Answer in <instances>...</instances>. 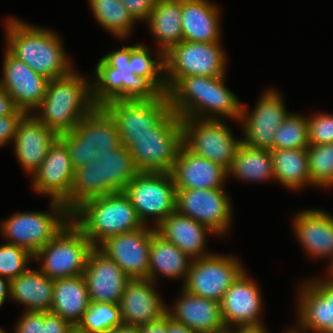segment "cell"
Returning <instances> with one entry per match:
<instances>
[{"label":"cell","mask_w":333,"mask_h":333,"mask_svg":"<svg viewBox=\"0 0 333 333\" xmlns=\"http://www.w3.org/2000/svg\"><path fill=\"white\" fill-rule=\"evenodd\" d=\"M176 189H220L228 176L221 164L181 146L171 171Z\"/></svg>","instance_id":"22"},{"label":"cell","mask_w":333,"mask_h":333,"mask_svg":"<svg viewBox=\"0 0 333 333\" xmlns=\"http://www.w3.org/2000/svg\"><path fill=\"white\" fill-rule=\"evenodd\" d=\"M131 46H123L120 50L114 51L102 57V59L112 68L124 73H130L129 60Z\"/></svg>","instance_id":"49"},{"label":"cell","mask_w":333,"mask_h":333,"mask_svg":"<svg viewBox=\"0 0 333 333\" xmlns=\"http://www.w3.org/2000/svg\"><path fill=\"white\" fill-rule=\"evenodd\" d=\"M242 107L239 121L243 123L244 140L249 147L273 150L274 135L289 115L281 95L275 90L266 91L251 114Z\"/></svg>","instance_id":"17"},{"label":"cell","mask_w":333,"mask_h":333,"mask_svg":"<svg viewBox=\"0 0 333 333\" xmlns=\"http://www.w3.org/2000/svg\"><path fill=\"white\" fill-rule=\"evenodd\" d=\"M3 79L0 87L13 99L18 109L27 114L37 109L45 97L48 79L33 71L7 49L4 54Z\"/></svg>","instance_id":"18"},{"label":"cell","mask_w":333,"mask_h":333,"mask_svg":"<svg viewBox=\"0 0 333 333\" xmlns=\"http://www.w3.org/2000/svg\"><path fill=\"white\" fill-rule=\"evenodd\" d=\"M58 137L35 114H26L18 124L14 139V151L23 169L33 175Z\"/></svg>","instance_id":"24"},{"label":"cell","mask_w":333,"mask_h":333,"mask_svg":"<svg viewBox=\"0 0 333 333\" xmlns=\"http://www.w3.org/2000/svg\"><path fill=\"white\" fill-rule=\"evenodd\" d=\"M94 17L118 38L130 35L134 19L120 0H89Z\"/></svg>","instance_id":"37"},{"label":"cell","mask_w":333,"mask_h":333,"mask_svg":"<svg viewBox=\"0 0 333 333\" xmlns=\"http://www.w3.org/2000/svg\"><path fill=\"white\" fill-rule=\"evenodd\" d=\"M244 270L225 292L220 302L225 326L261 325V295L256 283Z\"/></svg>","instance_id":"21"},{"label":"cell","mask_w":333,"mask_h":333,"mask_svg":"<svg viewBox=\"0 0 333 333\" xmlns=\"http://www.w3.org/2000/svg\"><path fill=\"white\" fill-rule=\"evenodd\" d=\"M71 220L94 247L108 237L144 226L124 191L85 201L71 213Z\"/></svg>","instance_id":"5"},{"label":"cell","mask_w":333,"mask_h":333,"mask_svg":"<svg viewBox=\"0 0 333 333\" xmlns=\"http://www.w3.org/2000/svg\"><path fill=\"white\" fill-rule=\"evenodd\" d=\"M96 106L92 101L91 85L78 73L49 80L44 100L35 116L58 136L72 131L79 121Z\"/></svg>","instance_id":"4"},{"label":"cell","mask_w":333,"mask_h":333,"mask_svg":"<svg viewBox=\"0 0 333 333\" xmlns=\"http://www.w3.org/2000/svg\"><path fill=\"white\" fill-rule=\"evenodd\" d=\"M298 323L307 331L323 333L333 319L332 283L328 279L311 280L299 293Z\"/></svg>","instance_id":"25"},{"label":"cell","mask_w":333,"mask_h":333,"mask_svg":"<svg viewBox=\"0 0 333 333\" xmlns=\"http://www.w3.org/2000/svg\"><path fill=\"white\" fill-rule=\"evenodd\" d=\"M138 173L123 144L110 151H97L92 162L75 170L70 196L63 204L72 213L89 199L124 191Z\"/></svg>","instance_id":"2"},{"label":"cell","mask_w":333,"mask_h":333,"mask_svg":"<svg viewBox=\"0 0 333 333\" xmlns=\"http://www.w3.org/2000/svg\"><path fill=\"white\" fill-rule=\"evenodd\" d=\"M225 52L220 42H190L182 40L165 54L167 91L186 76H225Z\"/></svg>","instance_id":"9"},{"label":"cell","mask_w":333,"mask_h":333,"mask_svg":"<svg viewBox=\"0 0 333 333\" xmlns=\"http://www.w3.org/2000/svg\"><path fill=\"white\" fill-rule=\"evenodd\" d=\"M149 279H131L121 296L119 308L123 324L141 326L160 319L167 307Z\"/></svg>","instance_id":"23"},{"label":"cell","mask_w":333,"mask_h":333,"mask_svg":"<svg viewBox=\"0 0 333 333\" xmlns=\"http://www.w3.org/2000/svg\"><path fill=\"white\" fill-rule=\"evenodd\" d=\"M107 333H140L137 326L122 324Z\"/></svg>","instance_id":"55"},{"label":"cell","mask_w":333,"mask_h":333,"mask_svg":"<svg viewBox=\"0 0 333 333\" xmlns=\"http://www.w3.org/2000/svg\"><path fill=\"white\" fill-rule=\"evenodd\" d=\"M332 309H333V284H332Z\"/></svg>","instance_id":"61"},{"label":"cell","mask_w":333,"mask_h":333,"mask_svg":"<svg viewBox=\"0 0 333 333\" xmlns=\"http://www.w3.org/2000/svg\"><path fill=\"white\" fill-rule=\"evenodd\" d=\"M323 333H333V320L330 322L328 328Z\"/></svg>","instance_id":"57"},{"label":"cell","mask_w":333,"mask_h":333,"mask_svg":"<svg viewBox=\"0 0 333 333\" xmlns=\"http://www.w3.org/2000/svg\"><path fill=\"white\" fill-rule=\"evenodd\" d=\"M17 110L11 96L0 87V117L14 114Z\"/></svg>","instance_id":"51"},{"label":"cell","mask_w":333,"mask_h":333,"mask_svg":"<svg viewBox=\"0 0 333 333\" xmlns=\"http://www.w3.org/2000/svg\"><path fill=\"white\" fill-rule=\"evenodd\" d=\"M224 79L225 76L181 77L167 91L172 111L181 119L220 120L215 117L219 115L239 121L243 106L236 95L226 88Z\"/></svg>","instance_id":"1"},{"label":"cell","mask_w":333,"mask_h":333,"mask_svg":"<svg viewBox=\"0 0 333 333\" xmlns=\"http://www.w3.org/2000/svg\"><path fill=\"white\" fill-rule=\"evenodd\" d=\"M140 333H167V313L160 319L138 326Z\"/></svg>","instance_id":"50"},{"label":"cell","mask_w":333,"mask_h":333,"mask_svg":"<svg viewBox=\"0 0 333 333\" xmlns=\"http://www.w3.org/2000/svg\"><path fill=\"white\" fill-rule=\"evenodd\" d=\"M0 333H6V332L2 328H0Z\"/></svg>","instance_id":"62"},{"label":"cell","mask_w":333,"mask_h":333,"mask_svg":"<svg viewBox=\"0 0 333 333\" xmlns=\"http://www.w3.org/2000/svg\"><path fill=\"white\" fill-rule=\"evenodd\" d=\"M308 146L307 118L290 113L274 135L273 149H304Z\"/></svg>","instance_id":"40"},{"label":"cell","mask_w":333,"mask_h":333,"mask_svg":"<svg viewBox=\"0 0 333 333\" xmlns=\"http://www.w3.org/2000/svg\"><path fill=\"white\" fill-rule=\"evenodd\" d=\"M228 175L249 181L274 179L270 150L253 148L241 143L237 148Z\"/></svg>","instance_id":"36"},{"label":"cell","mask_w":333,"mask_h":333,"mask_svg":"<svg viewBox=\"0 0 333 333\" xmlns=\"http://www.w3.org/2000/svg\"><path fill=\"white\" fill-rule=\"evenodd\" d=\"M135 21H147L154 9L156 0H120Z\"/></svg>","instance_id":"47"},{"label":"cell","mask_w":333,"mask_h":333,"mask_svg":"<svg viewBox=\"0 0 333 333\" xmlns=\"http://www.w3.org/2000/svg\"><path fill=\"white\" fill-rule=\"evenodd\" d=\"M6 21L7 50L13 56L48 80L72 71L71 61L56 33L13 17Z\"/></svg>","instance_id":"3"},{"label":"cell","mask_w":333,"mask_h":333,"mask_svg":"<svg viewBox=\"0 0 333 333\" xmlns=\"http://www.w3.org/2000/svg\"><path fill=\"white\" fill-rule=\"evenodd\" d=\"M294 233L310 256L330 257L333 269V217L322 210L301 211L294 218Z\"/></svg>","instance_id":"26"},{"label":"cell","mask_w":333,"mask_h":333,"mask_svg":"<svg viewBox=\"0 0 333 333\" xmlns=\"http://www.w3.org/2000/svg\"><path fill=\"white\" fill-rule=\"evenodd\" d=\"M59 138L67 145L74 170L79 169L95 159L97 150L79 138L73 131L61 134Z\"/></svg>","instance_id":"43"},{"label":"cell","mask_w":333,"mask_h":333,"mask_svg":"<svg viewBox=\"0 0 333 333\" xmlns=\"http://www.w3.org/2000/svg\"><path fill=\"white\" fill-rule=\"evenodd\" d=\"M91 302L83 274L54 280L51 311L74 327L82 320Z\"/></svg>","instance_id":"31"},{"label":"cell","mask_w":333,"mask_h":333,"mask_svg":"<svg viewBox=\"0 0 333 333\" xmlns=\"http://www.w3.org/2000/svg\"><path fill=\"white\" fill-rule=\"evenodd\" d=\"M301 329H297L296 331H295V329H290V330H288L286 333H305V331L303 330L302 332L300 331Z\"/></svg>","instance_id":"58"},{"label":"cell","mask_w":333,"mask_h":333,"mask_svg":"<svg viewBox=\"0 0 333 333\" xmlns=\"http://www.w3.org/2000/svg\"><path fill=\"white\" fill-rule=\"evenodd\" d=\"M122 324L118 304L90 302L75 328L82 333H107Z\"/></svg>","instance_id":"39"},{"label":"cell","mask_w":333,"mask_h":333,"mask_svg":"<svg viewBox=\"0 0 333 333\" xmlns=\"http://www.w3.org/2000/svg\"><path fill=\"white\" fill-rule=\"evenodd\" d=\"M175 307L166 313L176 322L191 328L195 333H211L225 327L220 303L182 290Z\"/></svg>","instance_id":"27"},{"label":"cell","mask_w":333,"mask_h":333,"mask_svg":"<svg viewBox=\"0 0 333 333\" xmlns=\"http://www.w3.org/2000/svg\"><path fill=\"white\" fill-rule=\"evenodd\" d=\"M139 220L145 225L147 217H156V227L175 212L176 186L171 173L139 172L126 186Z\"/></svg>","instance_id":"10"},{"label":"cell","mask_w":333,"mask_h":333,"mask_svg":"<svg viewBox=\"0 0 333 333\" xmlns=\"http://www.w3.org/2000/svg\"><path fill=\"white\" fill-rule=\"evenodd\" d=\"M244 271L236 258L218 254L192 259L183 289L193 295L221 302L225 292Z\"/></svg>","instance_id":"12"},{"label":"cell","mask_w":333,"mask_h":333,"mask_svg":"<svg viewBox=\"0 0 333 333\" xmlns=\"http://www.w3.org/2000/svg\"><path fill=\"white\" fill-rule=\"evenodd\" d=\"M181 14L182 0H156L146 21L164 54L183 40Z\"/></svg>","instance_id":"33"},{"label":"cell","mask_w":333,"mask_h":333,"mask_svg":"<svg viewBox=\"0 0 333 333\" xmlns=\"http://www.w3.org/2000/svg\"><path fill=\"white\" fill-rule=\"evenodd\" d=\"M102 108L114 120L120 137L165 135L181 119L172 111L167 94L152 100H113Z\"/></svg>","instance_id":"6"},{"label":"cell","mask_w":333,"mask_h":333,"mask_svg":"<svg viewBox=\"0 0 333 333\" xmlns=\"http://www.w3.org/2000/svg\"><path fill=\"white\" fill-rule=\"evenodd\" d=\"M72 131L97 151H110L122 145L114 120L102 107H95Z\"/></svg>","instance_id":"34"},{"label":"cell","mask_w":333,"mask_h":333,"mask_svg":"<svg viewBox=\"0 0 333 333\" xmlns=\"http://www.w3.org/2000/svg\"><path fill=\"white\" fill-rule=\"evenodd\" d=\"M273 162L274 179L290 189H300L312 184L307 148L270 150Z\"/></svg>","instance_id":"35"},{"label":"cell","mask_w":333,"mask_h":333,"mask_svg":"<svg viewBox=\"0 0 333 333\" xmlns=\"http://www.w3.org/2000/svg\"><path fill=\"white\" fill-rule=\"evenodd\" d=\"M33 260V255L14 244L5 243L0 246V276L11 281L24 273L27 263Z\"/></svg>","instance_id":"42"},{"label":"cell","mask_w":333,"mask_h":333,"mask_svg":"<svg viewBox=\"0 0 333 333\" xmlns=\"http://www.w3.org/2000/svg\"><path fill=\"white\" fill-rule=\"evenodd\" d=\"M191 260V261H190ZM192 259L172 242L156 232H152L149 256L148 279L155 282L157 273L166 277L186 279Z\"/></svg>","instance_id":"32"},{"label":"cell","mask_w":333,"mask_h":333,"mask_svg":"<svg viewBox=\"0 0 333 333\" xmlns=\"http://www.w3.org/2000/svg\"><path fill=\"white\" fill-rule=\"evenodd\" d=\"M14 331L15 333H43V312L25 311Z\"/></svg>","instance_id":"46"},{"label":"cell","mask_w":333,"mask_h":333,"mask_svg":"<svg viewBox=\"0 0 333 333\" xmlns=\"http://www.w3.org/2000/svg\"><path fill=\"white\" fill-rule=\"evenodd\" d=\"M71 333H82L80 331H78L76 328L73 329V331Z\"/></svg>","instance_id":"60"},{"label":"cell","mask_w":333,"mask_h":333,"mask_svg":"<svg viewBox=\"0 0 333 333\" xmlns=\"http://www.w3.org/2000/svg\"><path fill=\"white\" fill-rule=\"evenodd\" d=\"M157 60L151 58V53L145 45L136 44L131 46L129 60L130 73L147 78L162 94H167L165 80V54L157 53Z\"/></svg>","instance_id":"38"},{"label":"cell","mask_w":333,"mask_h":333,"mask_svg":"<svg viewBox=\"0 0 333 333\" xmlns=\"http://www.w3.org/2000/svg\"><path fill=\"white\" fill-rule=\"evenodd\" d=\"M155 229L159 235L172 242L191 259L212 254L204 252L206 234L212 231L190 217L175 211L167 216Z\"/></svg>","instance_id":"28"},{"label":"cell","mask_w":333,"mask_h":333,"mask_svg":"<svg viewBox=\"0 0 333 333\" xmlns=\"http://www.w3.org/2000/svg\"><path fill=\"white\" fill-rule=\"evenodd\" d=\"M146 226L108 237L97 246L130 279H148L150 247L155 226Z\"/></svg>","instance_id":"16"},{"label":"cell","mask_w":333,"mask_h":333,"mask_svg":"<svg viewBox=\"0 0 333 333\" xmlns=\"http://www.w3.org/2000/svg\"><path fill=\"white\" fill-rule=\"evenodd\" d=\"M75 327L52 312H43V333H71Z\"/></svg>","instance_id":"48"},{"label":"cell","mask_w":333,"mask_h":333,"mask_svg":"<svg viewBox=\"0 0 333 333\" xmlns=\"http://www.w3.org/2000/svg\"><path fill=\"white\" fill-rule=\"evenodd\" d=\"M234 333H266L264 326L255 325V326H241L237 327V330Z\"/></svg>","instance_id":"54"},{"label":"cell","mask_w":333,"mask_h":333,"mask_svg":"<svg viewBox=\"0 0 333 333\" xmlns=\"http://www.w3.org/2000/svg\"><path fill=\"white\" fill-rule=\"evenodd\" d=\"M183 144L193 153L231 167L242 140L235 139L223 120L181 119Z\"/></svg>","instance_id":"11"},{"label":"cell","mask_w":333,"mask_h":333,"mask_svg":"<svg viewBox=\"0 0 333 333\" xmlns=\"http://www.w3.org/2000/svg\"><path fill=\"white\" fill-rule=\"evenodd\" d=\"M138 172L171 173L181 146V119L165 135L120 137Z\"/></svg>","instance_id":"13"},{"label":"cell","mask_w":333,"mask_h":333,"mask_svg":"<svg viewBox=\"0 0 333 333\" xmlns=\"http://www.w3.org/2000/svg\"><path fill=\"white\" fill-rule=\"evenodd\" d=\"M51 212L16 213L1 224V233L33 256L46 246L71 220V212L59 201L51 200Z\"/></svg>","instance_id":"7"},{"label":"cell","mask_w":333,"mask_h":333,"mask_svg":"<svg viewBox=\"0 0 333 333\" xmlns=\"http://www.w3.org/2000/svg\"><path fill=\"white\" fill-rule=\"evenodd\" d=\"M218 8L207 0H182V35L184 41L220 42Z\"/></svg>","instance_id":"29"},{"label":"cell","mask_w":333,"mask_h":333,"mask_svg":"<svg viewBox=\"0 0 333 333\" xmlns=\"http://www.w3.org/2000/svg\"><path fill=\"white\" fill-rule=\"evenodd\" d=\"M83 276L91 302L119 304L131 280L112 259L97 247L89 253Z\"/></svg>","instance_id":"20"},{"label":"cell","mask_w":333,"mask_h":333,"mask_svg":"<svg viewBox=\"0 0 333 333\" xmlns=\"http://www.w3.org/2000/svg\"><path fill=\"white\" fill-rule=\"evenodd\" d=\"M74 172L68 147L58 137L33 174V188L40 194L50 196L51 200L63 203L70 196Z\"/></svg>","instance_id":"19"},{"label":"cell","mask_w":333,"mask_h":333,"mask_svg":"<svg viewBox=\"0 0 333 333\" xmlns=\"http://www.w3.org/2000/svg\"><path fill=\"white\" fill-rule=\"evenodd\" d=\"M27 113L18 109L14 114L0 117V146L15 139L18 124Z\"/></svg>","instance_id":"45"},{"label":"cell","mask_w":333,"mask_h":333,"mask_svg":"<svg viewBox=\"0 0 333 333\" xmlns=\"http://www.w3.org/2000/svg\"><path fill=\"white\" fill-rule=\"evenodd\" d=\"M309 145L333 143V115L320 113L307 118Z\"/></svg>","instance_id":"44"},{"label":"cell","mask_w":333,"mask_h":333,"mask_svg":"<svg viewBox=\"0 0 333 333\" xmlns=\"http://www.w3.org/2000/svg\"><path fill=\"white\" fill-rule=\"evenodd\" d=\"M167 333H195L191 328L176 322L167 314Z\"/></svg>","instance_id":"52"},{"label":"cell","mask_w":333,"mask_h":333,"mask_svg":"<svg viewBox=\"0 0 333 333\" xmlns=\"http://www.w3.org/2000/svg\"><path fill=\"white\" fill-rule=\"evenodd\" d=\"M95 70L96 81L91 85V96L96 107L113 100H152L162 94L147 78L112 68L102 58Z\"/></svg>","instance_id":"15"},{"label":"cell","mask_w":333,"mask_h":333,"mask_svg":"<svg viewBox=\"0 0 333 333\" xmlns=\"http://www.w3.org/2000/svg\"><path fill=\"white\" fill-rule=\"evenodd\" d=\"M328 272H329V275L332 274L331 276H329L328 280L333 284V272L331 270H329Z\"/></svg>","instance_id":"59"},{"label":"cell","mask_w":333,"mask_h":333,"mask_svg":"<svg viewBox=\"0 0 333 333\" xmlns=\"http://www.w3.org/2000/svg\"><path fill=\"white\" fill-rule=\"evenodd\" d=\"M93 248L82 230L70 220L33 259H43L39 270L50 279L74 277L83 274Z\"/></svg>","instance_id":"8"},{"label":"cell","mask_w":333,"mask_h":333,"mask_svg":"<svg viewBox=\"0 0 333 333\" xmlns=\"http://www.w3.org/2000/svg\"><path fill=\"white\" fill-rule=\"evenodd\" d=\"M54 280L40 270L27 269L10 281V298L24 304L25 311L50 312Z\"/></svg>","instance_id":"30"},{"label":"cell","mask_w":333,"mask_h":333,"mask_svg":"<svg viewBox=\"0 0 333 333\" xmlns=\"http://www.w3.org/2000/svg\"><path fill=\"white\" fill-rule=\"evenodd\" d=\"M229 328H231V327H227V326H225V327H223L222 329H220V330H218V331H213V332H211V333H234V331L229 330Z\"/></svg>","instance_id":"56"},{"label":"cell","mask_w":333,"mask_h":333,"mask_svg":"<svg viewBox=\"0 0 333 333\" xmlns=\"http://www.w3.org/2000/svg\"><path fill=\"white\" fill-rule=\"evenodd\" d=\"M223 189H176L175 211L207 226L214 234H225L232 211Z\"/></svg>","instance_id":"14"},{"label":"cell","mask_w":333,"mask_h":333,"mask_svg":"<svg viewBox=\"0 0 333 333\" xmlns=\"http://www.w3.org/2000/svg\"><path fill=\"white\" fill-rule=\"evenodd\" d=\"M311 182L320 187L333 185V143L307 147Z\"/></svg>","instance_id":"41"},{"label":"cell","mask_w":333,"mask_h":333,"mask_svg":"<svg viewBox=\"0 0 333 333\" xmlns=\"http://www.w3.org/2000/svg\"><path fill=\"white\" fill-rule=\"evenodd\" d=\"M10 296V281L0 276V307L6 300V296Z\"/></svg>","instance_id":"53"}]
</instances>
